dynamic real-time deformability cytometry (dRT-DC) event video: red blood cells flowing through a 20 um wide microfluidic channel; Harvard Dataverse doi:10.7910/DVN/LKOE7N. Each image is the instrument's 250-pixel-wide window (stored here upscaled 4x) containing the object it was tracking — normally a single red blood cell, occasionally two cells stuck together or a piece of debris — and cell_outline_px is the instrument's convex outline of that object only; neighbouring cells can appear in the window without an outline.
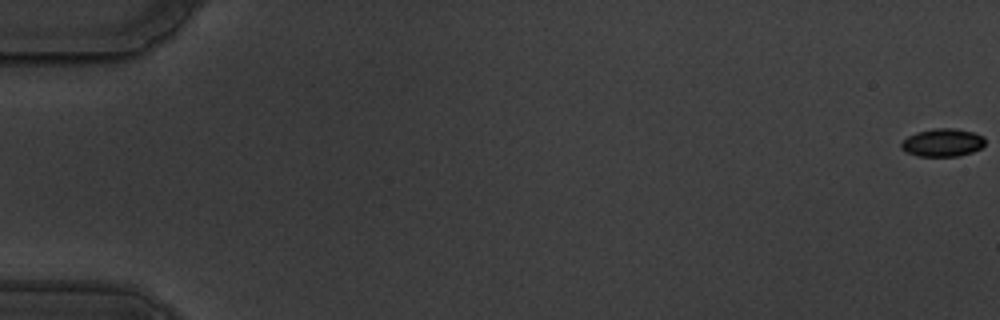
{"species": "common noctule bat (a hibernating species)", "species_latin": "Nyctalus noctula", "temperature_condition": "warm", "stored_images_in_passage": 10, "camera_frame_rate_fps": 3000, "um_per_image_px": 0.085, "animal": {"sex": "male", "body_mass_g": 19.5, "forearm_length_mm": 54.6}, "frame": {"image": 1, "passage_image": 1, "time_ms": 0.0, "image_size_px": [1000, 320], "cell_outline_px": [[984, 144], [980, 148], [972, 152], [956, 156], [920, 156], [904, 152], [900, 148], [900, 144], [908, 136], [916, 132], [932, 128], [952, 128], [972, 132], [984, 136]], "centroid_in_image_um": [80.08, 12.12], "position_along_channel_um": 4.9, "area_um2": 13.64}}